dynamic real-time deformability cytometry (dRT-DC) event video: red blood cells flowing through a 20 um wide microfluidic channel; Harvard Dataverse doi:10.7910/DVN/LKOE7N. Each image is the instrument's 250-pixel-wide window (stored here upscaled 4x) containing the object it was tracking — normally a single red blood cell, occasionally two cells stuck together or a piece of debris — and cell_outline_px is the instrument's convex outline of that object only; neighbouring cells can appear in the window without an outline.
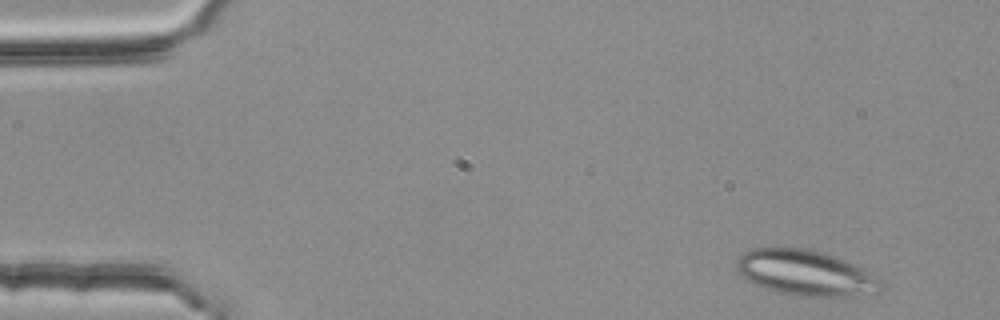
{"species": "common noctule bat (a hibernating species)", "species_latin": "Nyctalus noctula", "temperature_condition": "room temperature", "stored_images_in_passage": 4, "camera_frame_rate_fps": 3000, "um_per_image_px": 0.085, "animal": {"sex": "female", "body_mass_g": 25.1}, "frame": {"image": 1, "passage_image": 1, "time_ms": 0.0, "image_size_px": [1000, 320], "cell_outline_px": [[884, 280], [880, 292], [852, 296], [796, 296], [768, 288], [756, 284], [740, 276], [736, 268], [736, 260], [744, 252], [752, 248], [808, 248], [824, 252], [836, 256], [880, 276]], "centroid_in_image_um": [68.53, 23.19], "position_along_channel_um": 16.5, "area_um2": 38.49}}